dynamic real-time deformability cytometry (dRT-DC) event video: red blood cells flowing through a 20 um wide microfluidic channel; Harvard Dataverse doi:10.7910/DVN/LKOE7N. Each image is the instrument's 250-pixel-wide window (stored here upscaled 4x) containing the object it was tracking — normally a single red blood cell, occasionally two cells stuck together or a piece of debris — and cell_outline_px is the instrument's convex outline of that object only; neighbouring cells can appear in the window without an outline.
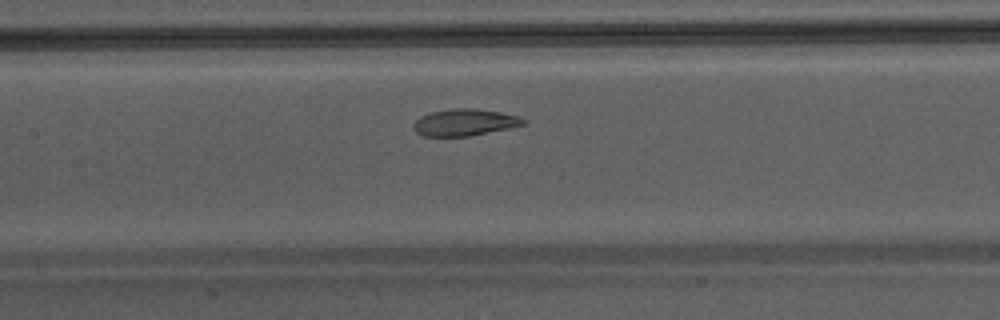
{"species": "Egyptian fruit bat (a non-hibernating species)", "species_latin": "Rousettus aegyptiacus", "temperature_condition": "warm", "stored_images_in_passage": 32, "camera_frame_rate_fps": 3000, "um_per_image_px": 0.085, "animal": {"sex": "male"}, "frame": {"image": 1, "passage_image": 8, "time_ms": 2.333, "image_size_px": [1000, 320], "cell_outline_px": [[528, 124], [468, 136], [424, 136], [416, 132], [412, 128], [412, 124], [420, 116], [432, 112], [452, 108], [472, 108], [500, 112], [516, 116], [528, 120]], "centroid_in_image_um": [39.48, 10.4], "position_along_channel_um": 167.9, "area_um2": 17.11}}
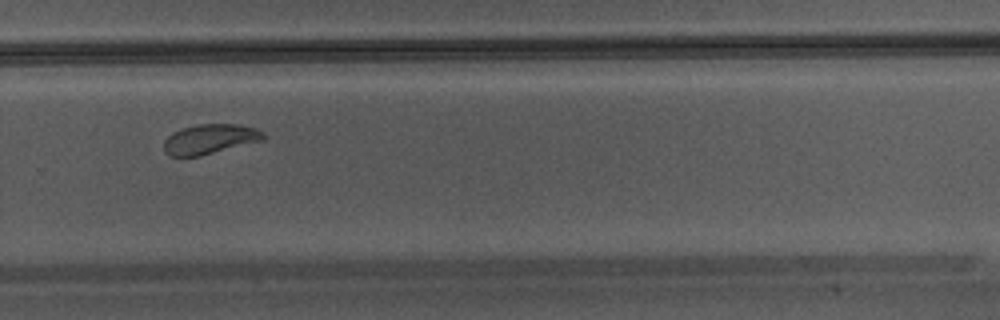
{"frame": {"image": 2, "passage_image": 18, "time_ms": 5.667, "image_size_px": [1000, 320], "cell_outline_px": [[264, 140], [200, 156], [168, 156], [164, 152], [164, 140], [172, 132], [184, 128], [200, 124], [236, 124], [256, 128], [264, 132]], "centroid_in_image_um": [17.83, 11.83], "position_along_channel_um": 312.0, "area_um2": 17.28}}
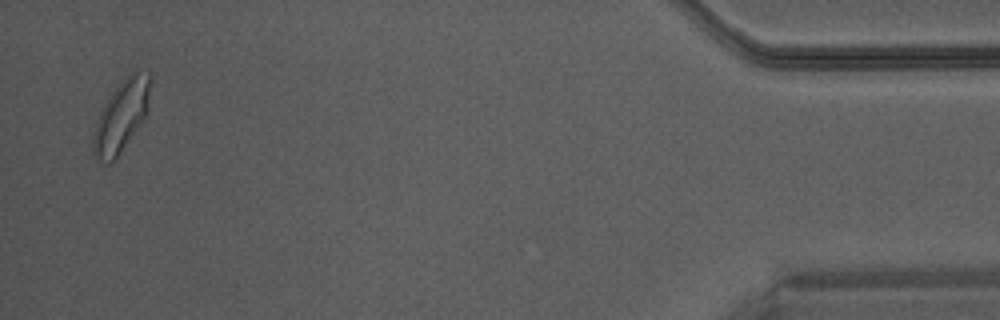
{"frame": {"image": 3, "passage_image": 31, "time_ms": 10.0, "image_size_px": [1000, 320], "cell_outline_px": [[152, 80], [144, 116], [120, 152], [108, 164], [100, 160], [92, 152], [92, 140], [96, 124], [100, 112], [104, 104], [112, 92], [128, 72], [140, 68], [148, 72]], "centroid_in_image_um": [10.31, 9.77], "position_along_channel_um": 424.9, "area_um2": 23.18}}